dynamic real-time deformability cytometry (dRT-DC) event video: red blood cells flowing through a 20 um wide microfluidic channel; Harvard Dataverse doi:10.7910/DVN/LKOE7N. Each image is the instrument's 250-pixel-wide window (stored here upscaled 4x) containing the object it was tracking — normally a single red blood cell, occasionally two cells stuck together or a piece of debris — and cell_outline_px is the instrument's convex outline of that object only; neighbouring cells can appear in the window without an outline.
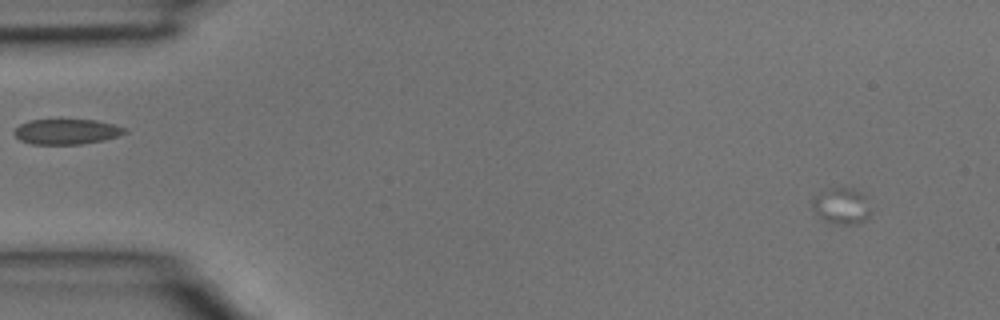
{"species": "common noctule bat (a hibernating species)", "species_latin": "Nyctalus noctula", "temperature_condition": "room temperature", "stored_images_in_passage": 4, "segment_of_instrument_passage": [2, 2], "camera_frame_rate_fps": 3000, "um_per_image_px": 0.085, "animal": {"sex": "male", "body_mass_g": 15.6}, "frame": {"image": 1, "passage_image": 4, "time_ms": 1.0, "image_size_px": [1000, 320], "cell_outline_px": [[872, 212], [864, 220], [856, 224], [836, 224], [824, 220], [812, 208], [812, 196], [820, 192], [832, 188], [852, 188], [864, 192], [868, 196]], "centroid_in_image_um": [71.58, 17.48], "position_along_channel_um": 13.4, "area_um2": 12.66}}